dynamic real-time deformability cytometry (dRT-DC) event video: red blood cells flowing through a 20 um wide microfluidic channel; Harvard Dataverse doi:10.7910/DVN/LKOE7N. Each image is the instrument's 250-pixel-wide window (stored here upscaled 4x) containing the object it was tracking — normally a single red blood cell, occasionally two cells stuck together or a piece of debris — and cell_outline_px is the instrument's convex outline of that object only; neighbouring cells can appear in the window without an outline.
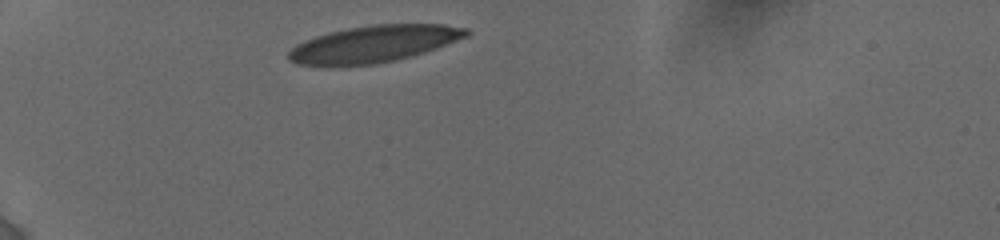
{"species": "human", "species_latin": "Homo sapiens", "temperature_condition": "cold", "stored_images_in_passage": 3, "camera_frame_rate_fps": 3000, "um_per_image_px": 0.085, "donor": {"sex": "female"}, "frame": {"image": 1, "passage_image": 1, "time_ms": 0.0, "image_size_px": [1000, 240], "cell_outline_px": [[472, 32], [468, 36], [436, 48], [412, 56], [396, 60], [376, 64], [344, 68], [328, 68], [296, 64], [288, 60], [288, 52], [296, 44], [316, 36], [328, 32], [348, 28], [376, 24], [444, 24], [468, 28]], "centroid_in_image_um": [31.72, 3.78], "position_along_channel_um": 53.3, "area_um2": 39.07}}
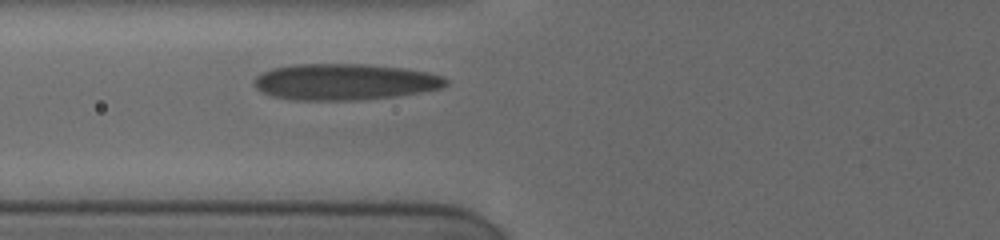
{"frame": {"image": 2, "passage_image": 3, "time_ms": 2.0, "image_size_px": [1000, 240], "cell_outline_px": [[448, 84], [440, 88], [420, 92], [396, 96], [348, 100], [296, 100], [272, 96], [260, 92], [252, 84], [252, 80], [260, 72], [272, 68], [296, 64], [364, 64], [404, 68], [428, 72], [444, 76], [448, 80]], "centroid_in_image_um": [29.25, 6.95], "position_along_channel_um": 96.6, "area_um2": 40.69}}